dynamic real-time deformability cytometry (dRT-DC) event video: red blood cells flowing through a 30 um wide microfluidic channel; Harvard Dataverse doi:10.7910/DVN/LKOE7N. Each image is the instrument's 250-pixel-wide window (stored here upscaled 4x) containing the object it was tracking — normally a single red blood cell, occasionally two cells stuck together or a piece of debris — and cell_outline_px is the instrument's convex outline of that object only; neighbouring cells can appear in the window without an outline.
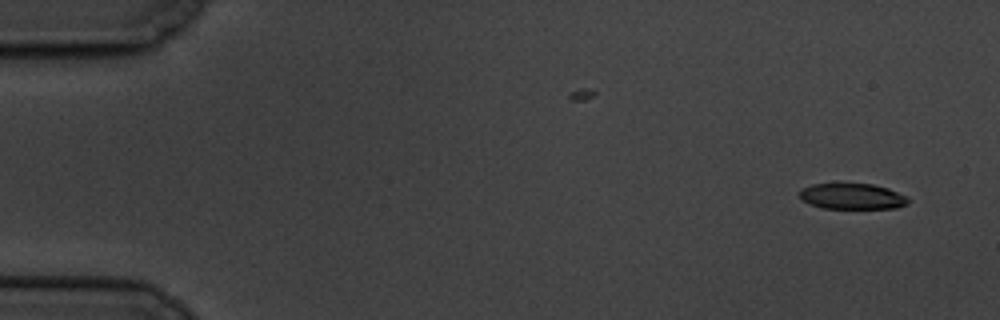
{"species": "common noctule bat (a hibernating species)", "species_latin": "Nyctalus noctula", "temperature_condition": "cold", "stored_images_in_passage": 3, "camera_frame_rate_fps": 3000, "um_per_image_px": 0.085, "animal": {"sex": "male", "body_mass_g": 19.5, "forearm_length_mm": 54.6}, "frame": {"image": 1, "passage_image": 1, "time_ms": 0.0, "image_size_px": [1000, 320], "cell_outline_px": [[908, 204], [896, 208], [820, 208], [808, 204], [796, 192], [800, 188], [812, 184], [872, 184], [888, 188], [908, 196]], "centroid_in_image_um": [72.41, 16.69], "position_along_channel_um": 12.6, "area_um2": 16.47}}